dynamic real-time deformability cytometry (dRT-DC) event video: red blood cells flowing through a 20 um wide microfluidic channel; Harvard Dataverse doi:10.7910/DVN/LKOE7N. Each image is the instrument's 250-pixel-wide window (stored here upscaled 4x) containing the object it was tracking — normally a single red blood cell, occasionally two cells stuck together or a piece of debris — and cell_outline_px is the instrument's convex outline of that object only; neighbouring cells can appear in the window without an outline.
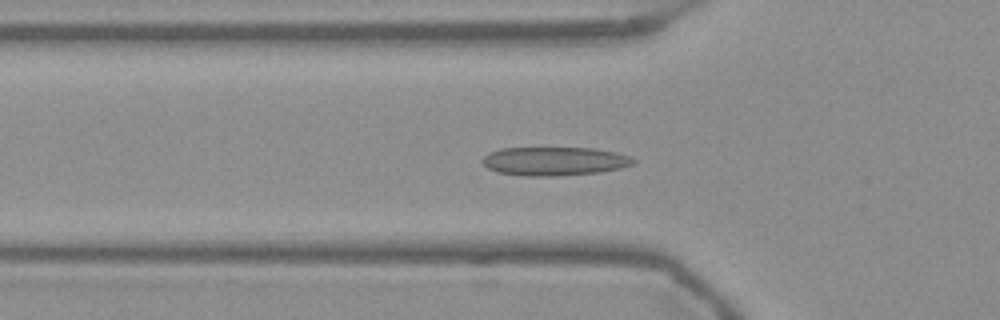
{"species": "Egyptian fruit bat (a non-hibernating species)", "species_latin": "Rousettus aegyptiacus", "temperature_condition": "warm", "stored_images_in_passage": 55, "camera_frame_rate_fps": 3000, "um_per_image_px": 0.085, "frame": {"image": 1, "passage_image": 18, "time_ms": 5.667, "image_size_px": [1000, 320], "cell_outline_px": [[636, 160], [632, 164], [620, 168], [600, 172], [552, 176], [524, 176], [496, 172], [488, 168], [480, 160], [488, 152], [500, 148], [596, 148], [616, 152], [632, 156]], "centroid_in_image_um": [47.11, 13.69], "position_along_channel_um": 78.7, "area_um2": 25.37}}
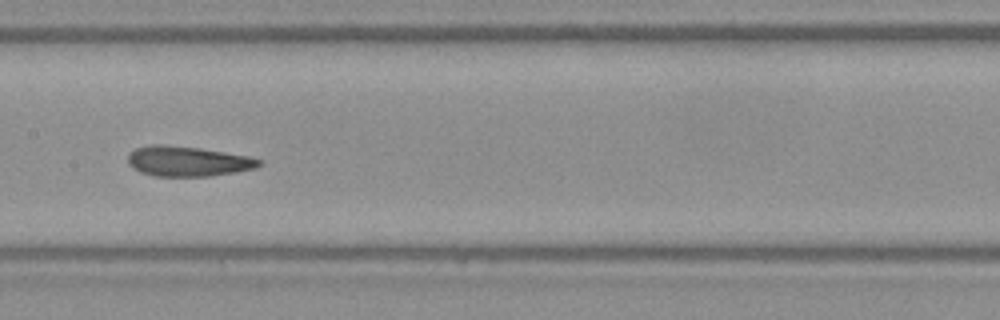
{"frame": {"image": 2, "passage_image": 27, "time_ms": 8.667, "image_size_px": [1000, 320], "cell_outline_px": [[264, 160], [256, 168], [236, 172], [212, 176], [152, 176], [140, 172], [132, 168], [128, 164], [128, 152], [136, 148], [152, 144], [164, 144], [200, 148], [248, 156]], "centroid_in_image_um": [15.93, 13.71], "position_along_channel_um": 191.5, "area_um2": 23.24}}
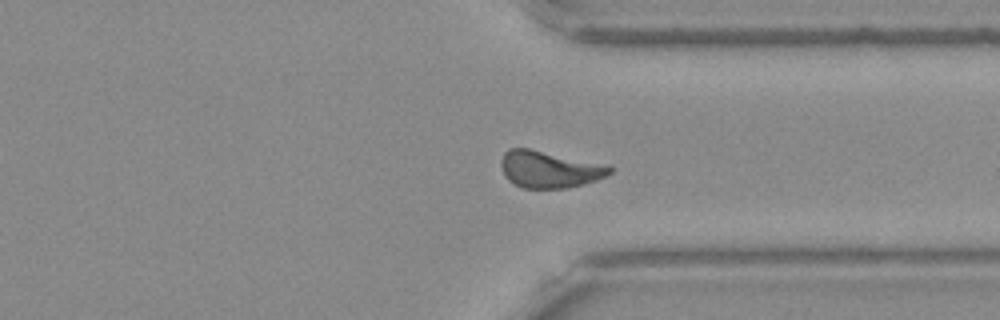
{"frame": {"image": 3, "passage_image": 41, "time_ms": 13.333, "image_size_px": [1000, 320], "cell_outline_px": [[612, 172], [596, 180], [584, 184], [568, 188], [524, 188], [508, 180], [504, 176], [500, 164], [500, 160], [504, 152], [508, 148], [528, 148], [608, 164], [612, 168]], "centroid_in_image_um": [46.69, 14.38], "position_along_channel_um": 364.7, "area_um2": 23.52}, "authors_computed_cell_mechanics": {"area_um2": 23.409, "velocity_mm_per_s": 3.7278, "shape_relaxation_time_tau1_ms": 8.8483, "shape_relaxation_time_tau2_ms": 1.9579, "deformation_change_tau1": 0.1929, "deformation_change_tau2": 0.0788}}